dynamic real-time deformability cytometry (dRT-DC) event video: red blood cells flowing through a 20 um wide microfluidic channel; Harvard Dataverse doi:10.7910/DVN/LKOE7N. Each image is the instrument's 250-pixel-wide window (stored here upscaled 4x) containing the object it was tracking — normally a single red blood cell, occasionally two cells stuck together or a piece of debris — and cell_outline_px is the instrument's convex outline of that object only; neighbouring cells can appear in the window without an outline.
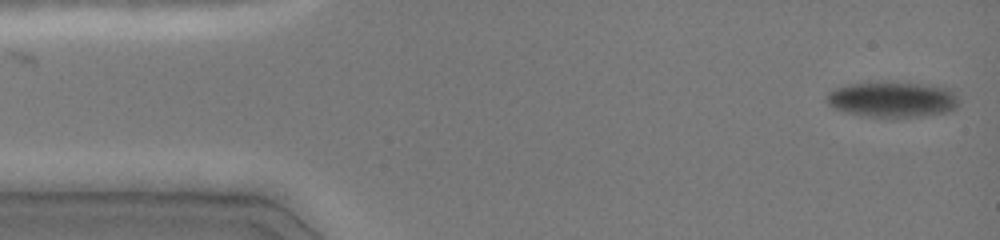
{"species": "common noctule bat (a hibernating species)", "species_latin": "Nyctalus noctula", "temperature_condition": "cold", "stored_images_in_passage": 11, "camera_frame_rate_fps": 3000, "um_per_image_px": 0.085, "animal": {"sex": "female", "body_mass_g": 19.0, "forearm_length_mm": 51.5}, "frame": {"image": 1, "passage_image": 1, "time_ms": 0.0, "image_size_px": [1000, 240], "cell_outline_px": [[960, 104], [956, 108], [948, 112], [924, 116], [860, 116], [844, 112], [832, 108], [824, 100], [828, 92], [832, 88], [844, 84], [880, 80], [884, 80], [944, 84], [952, 88], [956, 92], [960, 100]], "centroid_in_image_um": [75.9, 8.38], "position_along_channel_um": 9.1, "area_um2": 29.19}}